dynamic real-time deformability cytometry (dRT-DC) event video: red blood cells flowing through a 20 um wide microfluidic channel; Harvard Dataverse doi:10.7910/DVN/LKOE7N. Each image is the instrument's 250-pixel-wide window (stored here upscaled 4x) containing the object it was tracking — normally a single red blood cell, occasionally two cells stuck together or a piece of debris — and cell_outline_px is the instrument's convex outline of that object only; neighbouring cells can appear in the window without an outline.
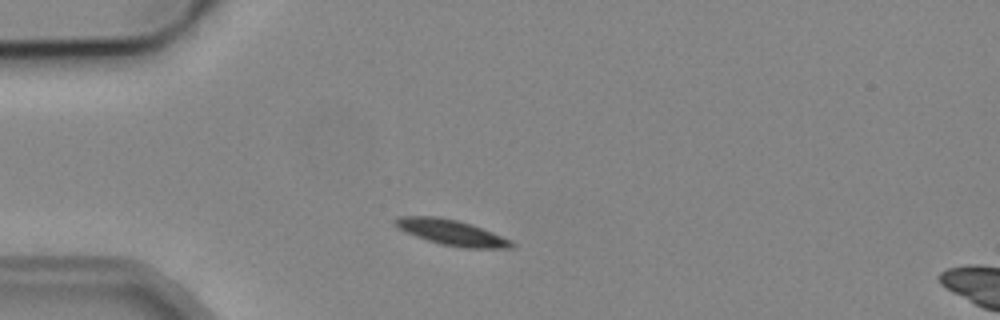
{"species": "common noctule bat (a hibernating species)", "species_latin": "Nyctalus noctula", "temperature_condition": "cold", "stored_images_in_passage": 7, "camera_frame_rate_fps": 3000, "um_per_image_px": 0.085, "animal": {"sex": "male", "body_mass_g": 19.2, "forearm_length_mm": 51.8}, "frame": {"image": 1, "passage_image": 5, "time_ms": 5.667, "image_size_px": [1000, 320], "cell_outline_px": [[516, 244], [512, 248], [464, 248], [440, 244], [416, 236], [396, 228], [396, 216], [436, 216], [456, 220], [472, 224], [512, 240]], "centroid_in_image_um": [38.41, 19.76], "position_along_channel_um": 46.6, "area_um2": 17.28}}